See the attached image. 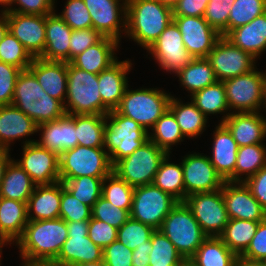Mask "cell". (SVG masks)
Listing matches in <instances>:
<instances>
[{"mask_svg":"<svg viewBox=\"0 0 266 266\" xmlns=\"http://www.w3.org/2000/svg\"><path fill=\"white\" fill-rule=\"evenodd\" d=\"M68 238L63 219L28 220L22 236L16 241L22 266L38 261H54Z\"/></svg>","mask_w":266,"mask_h":266,"instance_id":"6da1fadb","label":"cell"},{"mask_svg":"<svg viewBox=\"0 0 266 266\" xmlns=\"http://www.w3.org/2000/svg\"><path fill=\"white\" fill-rule=\"evenodd\" d=\"M172 20V8L158 0H127L125 35L147 50Z\"/></svg>","mask_w":266,"mask_h":266,"instance_id":"7a4b0ae2","label":"cell"},{"mask_svg":"<svg viewBox=\"0 0 266 266\" xmlns=\"http://www.w3.org/2000/svg\"><path fill=\"white\" fill-rule=\"evenodd\" d=\"M12 104L37 125L63 117L64 104L47 94L29 70H22L14 89Z\"/></svg>","mask_w":266,"mask_h":266,"instance_id":"3957f363","label":"cell"},{"mask_svg":"<svg viewBox=\"0 0 266 266\" xmlns=\"http://www.w3.org/2000/svg\"><path fill=\"white\" fill-rule=\"evenodd\" d=\"M98 75L81 70L67 62L66 114L107 115L110 111L99 93ZM67 100V101H66Z\"/></svg>","mask_w":266,"mask_h":266,"instance_id":"277c9868","label":"cell"},{"mask_svg":"<svg viewBox=\"0 0 266 266\" xmlns=\"http://www.w3.org/2000/svg\"><path fill=\"white\" fill-rule=\"evenodd\" d=\"M148 139L149 132L133 119L119 114L116 110L107 113L104 148L112 166L117 161L131 155Z\"/></svg>","mask_w":266,"mask_h":266,"instance_id":"5b68a950","label":"cell"},{"mask_svg":"<svg viewBox=\"0 0 266 266\" xmlns=\"http://www.w3.org/2000/svg\"><path fill=\"white\" fill-rule=\"evenodd\" d=\"M175 246L185 261H189L208 237L185 202H178L163 220L159 229Z\"/></svg>","mask_w":266,"mask_h":266,"instance_id":"8992f818","label":"cell"},{"mask_svg":"<svg viewBox=\"0 0 266 266\" xmlns=\"http://www.w3.org/2000/svg\"><path fill=\"white\" fill-rule=\"evenodd\" d=\"M172 95L159 88L130 90L128 87L115 109L119 114L136 121L147 132L169 109Z\"/></svg>","mask_w":266,"mask_h":266,"instance_id":"52a82bcc","label":"cell"},{"mask_svg":"<svg viewBox=\"0 0 266 266\" xmlns=\"http://www.w3.org/2000/svg\"><path fill=\"white\" fill-rule=\"evenodd\" d=\"M167 154L148 139L131 155L117 161L112 172L132 187L153 184L155 174Z\"/></svg>","mask_w":266,"mask_h":266,"instance_id":"ba28073f","label":"cell"},{"mask_svg":"<svg viewBox=\"0 0 266 266\" xmlns=\"http://www.w3.org/2000/svg\"><path fill=\"white\" fill-rule=\"evenodd\" d=\"M112 167L104 147L77 145L59 156L60 181L81 176L105 178L112 172Z\"/></svg>","mask_w":266,"mask_h":266,"instance_id":"9c48e42d","label":"cell"},{"mask_svg":"<svg viewBox=\"0 0 266 266\" xmlns=\"http://www.w3.org/2000/svg\"><path fill=\"white\" fill-rule=\"evenodd\" d=\"M256 69L223 81L229 113L262 110L265 73Z\"/></svg>","mask_w":266,"mask_h":266,"instance_id":"30bf717a","label":"cell"},{"mask_svg":"<svg viewBox=\"0 0 266 266\" xmlns=\"http://www.w3.org/2000/svg\"><path fill=\"white\" fill-rule=\"evenodd\" d=\"M178 203L154 184L134 187L130 217L159 230L163 220Z\"/></svg>","mask_w":266,"mask_h":266,"instance_id":"8fae6325","label":"cell"},{"mask_svg":"<svg viewBox=\"0 0 266 266\" xmlns=\"http://www.w3.org/2000/svg\"><path fill=\"white\" fill-rule=\"evenodd\" d=\"M184 202L208 237H219L223 233L229 216L222 189L193 193L188 195Z\"/></svg>","mask_w":266,"mask_h":266,"instance_id":"7c38bea8","label":"cell"},{"mask_svg":"<svg viewBox=\"0 0 266 266\" xmlns=\"http://www.w3.org/2000/svg\"><path fill=\"white\" fill-rule=\"evenodd\" d=\"M68 238L54 262L68 266L103 259V249L88 236L89 220L66 222Z\"/></svg>","mask_w":266,"mask_h":266,"instance_id":"4fadbf2b","label":"cell"},{"mask_svg":"<svg viewBox=\"0 0 266 266\" xmlns=\"http://www.w3.org/2000/svg\"><path fill=\"white\" fill-rule=\"evenodd\" d=\"M22 159L15 160L31 177L35 185L60 181L59 156L39 145L35 139L23 142Z\"/></svg>","mask_w":266,"mask_h":266,"instance_id":"5bb4252c","label":"cell"},{"mask_svg":"<svg viewBox=\"0 0 266 266\" xmlns=\"http://www.w3.org/2000/svg\"><path fill=\"white\" fill-rule=\"evenodd\" d=\"M207 59L211 63L218 81L250 72L256 68V58L234 46L227 38L221 37L210 51Z\"/></svg>","mask_w":266,"mask_h":266,"instance_id":"9a60e30c","label":"cell"},{"mask_svg":"<svg viewBox=\"0 0 266 266\" xmlns=\"http://www.w3.org/2000/svg\"><path fill=\"white\" fill-rule=\"evenodd\" d=\"M166 72L177 74L193 59L184 46L182 34L172 20L158 39L147 49Z\"/></svg>","mask_w":266,"mask_h":266,"instance_id":"2e32d148","label":"cell"},{"mask_svg":"<svg viewBox=\"0 0 266 266\" xmlns=\"http://www.w3.org/2000/svg\"><path fill=\"white\" fill-rule=\"evenodd\" d=\"M83 1L91 16L92 28L102 36L111 37L120 42L121 33L123 31L126 33L127 0ZM122 27H124L123 30H121Z\"/></svg>","mask_w":266,"mask_h":266,"instance_id":"e0dca14e","label":"cell"},{"mask_svg":"<svg viewBox=\"0 0 266 266\" xmlns=\"http://www.w3.org/2000/svg\"><path fill=\"white\" fill-rule=\"evenodd\" d=\"M182 159L185 199L188 195L222 189L223 178L216 172L207 155L187 154Z\"/></svg>","mask_w":266,"mask_h":266,"instance_id":"ac0fdd59","label":"cell"},{"mask_svg":"<svg viewBox=\"0 0 266 266\" xmlns=\"http://www.w3.org/2000/svg\"><path fill=\"white\" fill-rule=\"evenodd\" d=\"M185 48L193 58H207L222 37L203 17L173 16Z\"/></svg>","mask_w":266,"mask_h":266,"instance_id":"d6986e66","label":"cell"},{"mask_svg":"<svg viewBox=\"0 0 266 266\" xmlns=\"http://www.w3.org/2000/svg\"><path fill=\"white\" fill-rule=\"evenodd\" d=\"M5 13L9 31L33 58L40 57L45 48L46 15Z\"/></svg>","mask_w":266,"mask_h":266,"instance_id":"ffe728a7","label":"cell"},{"mask_svg":"<svg viewBox=\"0 0 266 266\" xmlns=\"http://www.w3.org/2000/svg\"><path fill=\"white\" fill-rule=\"evenodd\" d=\"M222 195L229 219L248 221H264L266 219V211L244 182L225 181L222 186Z\"/></svg>","mask_w":266,"mask_h":266,"instance_id":"44dd1931","label":"cell"},{"mask_svg":"<svg viewBox=\"0 0 266 266\" xmlns=\"http://www.w3.org/2000/svg\"><path fill=\"white\" fill-rule=\"evenodd\" d=\"M39 131L41 138L36 142L58 156L78 145L75 114H65L56 120L41 123L37 125V133Z\"/></svg>","mask_w":266,"mask_h":266,"instance_id":"7402d4cb","label":"cell"},{"mask_svg":"<svg viewBox=\"0 0 266 266\" xmlns=\"http://www.w3.org/2000/svg\"><path fill=\"white\" fill-rule=\"evenodd\" d=\"M223 124L238 147L261 144L266 137V118L260 112L230 113Z\"/></svg>","mask_w":266,"mask_h":266,"instance_id":"603a6c76","label":"cell"},{"mask_svg":"<svg viewBox=\"0 0 266 266\" xmlns=\"http://www.w3.org/2000/svg\"><path fill=\"white\" fill-rule=\"evenodd\" d=\"M213 132L212 157H208L216 172L224 181L234 182V170L238 152L237 142L223 123H219Z\"/></svg>","mask_w":266,"mask_h":266,"instance_id":"cb8c5ba5","label":"cell"},{"mask_svg":"<svg viewBox=\"0 0 266 266\" xmlns=\"http://www.w3.org/2000/svg\"><path fill=\"white\" fill-rule=\"evenodd\" d=\"M44 91L63 104L67 94V62L35 57L28 68Z\"/></svg>","mask_w":266,"mask_h":266,"instance_id":"d4e9b609","label":"cell"},{"mask_svg":"<svg viewBox=\"0 0 266 266\" xmlns=\"http://www.w3.org/2000/svg\"><path fill=\"white\" fill-rule=\"evenodd\" d=\"M132 67L131 61H116L107 69L98 74L99 93L103 104L110 110H115L127 89L128 77L126 74Z\"/></svg>","mask_w":266,"mask_h":266,"instance_id":"484cf974","label":"cell"},{"mask_svg":"<svg viewBox=\"0 0 266 266\" xmlns=\"http://www.w3.org/2000/svg\"><path fill=\"white\" fill-rule=\"evenodd\" d=\"M61 181L49 185H36L27 202L28 220L59 218L62 190Z\"/></svg>","mask_w":266,"mask_h":266,"instance_id":"4316f807","label":"cell"},{"mask_svg":"<svg viewBox=\"0 0 266 266\" xmlns=\"http://www.w3.org/2000/svg\"><path fill=\"white\" fill-rule=\"evenodd\" d=\"M55 12L46 15L45 48L40 58L69 62V43L73 30Z\"/></svg>","mask_w":266,"mask_h":266,"instance_id":"83f0119b","label":"cell"},{"mask_svg":"<svg viewBox=\"0 0 266 266\" xmlns=\"http://www.w3.org/2000/svg\"><path fill=\"white\" fill-rule=\"evenodd\" d=\"M120 42L111 37L103 36L96 44L75 56L70 63L92 74H99L117 61L115 51Z\"/></svg>","mask_w":266,"mask_h":266,"instance_id":"f1b7e54d","label":"cell"},{"mask_svg":"<svg viewBox=\"0 0 266 266\" xmlns=\"http://www.w3.org/2000/svg\"><path fill=\"white\" fill-rule=\"evenodd\" d=\"M36 132L37 124L16 106H0V149L10 150L11 141Z\"/></svg>","mask_w":266,"mask_h":266,"instance_id":"f546056e","label":"cell"},{"mask_svg":"<svg viewBox=\"0 0 266 266\" xmlns=\"http://www.w3.org/2000/svg\"><path fill=\"white\" fill-rule=\"evenodd\" d=\"M225 38L254 58H259L266 51V12L231 30Z\"/></svg>","mask_w":266,"mask_h":266,"instance_id":"4dcf8cb0","label":"cell"},{"mask_svg":"<svg viewBox=\"0 0 266 266\" xmlns=\"http://www.w3.org/2000/svg\"><path fill=\"white\" fill-rule=\"evenodd\" d=\"M27 223V203L0 197V233L10 244L22 236Z\"/></svg>","mask_w":266,"mask_h":266,"instance_id":"1f68e13d","label":"cell"},{"mask_svg":"<svg viewBox=\"0 0 266 266\" xmlns=\"http://www.w3.org/2000/svg\"><path fill=\"white\" fill-rule=\"evenodd\" d=\"M35 186L29 174L12 160L0 185V197L27 203Z\"/></svg>","mask_w":266,"mask_h":266,"instance_id":"d6a6232c","label":"cell"},{"mask_svg":"<svg viewBox=\"0 0 266 266\" xmlns=\"http://www.w3.org/2000/svg\"><path fill=\"white\" fill-rule=\"evenodd\" d=\"M169 110L175 116L185 137L193 139L204 132L209 117H206L192 101L186 104L172 96Z\"/></svg>","mask_w":266,"mask_h":266,"instance_id":"836d02e7","label":"cell"},{"mask_svg":"<svg viewBox=\"0 0 266 266\" xmlns=\"http://www.w3.org/2000/svg\"><path fill=\"white\" fill-rule=\"evenodd\" d=\"M237 255L220 237H207L189 260L193 266H233Z\"/></svg>","mask_w":266,"mask_h":266,"instance_id":"e575fe53","label":"cell"},{"mask_svg":"<svg viewBox=\"0 0 266 266\" xmlns=\"http://www.w3.org/2000/svg\"><path fill=\"white\" fill-rule=\"evenodd\" d=\"M182 86L194 94L218 81L207 58H193L191 62L177 73Z\"/></svg>","mask_w":266,"mask_h":266,"instance_id":"d590c367","label":"cell"},{"mask_svg":"<svg viewBox=\"0 0 266 266\" xmlns=\"http://www.w3.org/2000/svg\"><path fill=\"white\" fill-rule=\"evenodd\" d=\"M190 96L194 105L206 117L211 114H224L226 112V115L222 116L219 123H223L230 114L223 81H217Z\"/></svg>","mask_w":266,"mask_h":266,"instance_id":"8d00e7d4","label":"cell"},{"mask_svg":"<svg viewBox=\"0 0 266 266\" xmlns=\"http://www.w3.org/2000/svg\"><path fill=\"white\" fill-rule=\"evenodd\" d=\"M169 159L170 154H167L155 174L153 184L162 191L170 194L178 202H184L185 186L182 164L171 163Z\"/></svg>","mask_w":266,"mask_h":266,"instance_id":"74e56055","label":"cell"},{"mask_svg":"<svg viewBox=\"0 0 266 266\" xmlns=\"http://www.w3.org/2000/svg\"><path fill=\"white\" fill-rule=\"evenodd\" d=\"M105 126L106 115H75V127L78 145L92 148L104 147Z\"/></svg>","mask_w":266,"mask_h":266,"instance_id":"f35d334b","label":"cell"},{"mask_svg":"<svg viewBox=\"0 0 266 266\" xmlns=\"http://www.w3.org/2000/svg\"><path fill=\"white\" fill-rule=\"evenodd\" d=\"M266 165V146L261 144L238 147L234 182H244ZM245 175V177H241Z\"/></svg>","mask_w":266,"mask_h":266,"instance_id":"ab89813d","label":"cell"},{"mask_svg":"<svg viewBox=\"0 0 266 266\" xmlns=\"http://www.w3.org/2000/svg\"><path fill=\"white\" fill-rule=\"evenodd\" d=\"M259 222L229 219L223 233L219 236L227 247L236 255H241L255 235Z\"/></svg>","mask_w":266,"mask_h":266,"instance_id":"60d3db41","label":"cell"},{"mask_svg":"<svg viewBox=\"0 0 266 266\" xmlns=\"http://www.w3.org/2000/svg\"><path fill=\"white\" fill-rule=\"evenodd\" d=\"M149 133V140L159 148L171 153V147L185 139L175 116L168 109L155 123Z\"/></svg>","mask_w":266,"mask_h":266,"instance_id":"b9f144b4","label":"cell"},{"mask_svg":"<svg viewBox=\"0 0 266 266\" xmlns=\"http://www.w3.org/2000/svg\"><path fill=\"white\" fill-rule=\"evenodd\" d=\"M152 250L149 253V266H181L185 260L174 244L160 231L151 234Z\"/></svg>","mask_w":266,"mask_h":266,"instance_id":"7bdbcfd3","label":"cell"},{"mask_svg":"<svg viewBox=\"0 0 266 266\" xmlns=\"http://www.w3.org/2000/svg\"><path fill=\"white\" fill-rule=\"evenodd\" d=\"M134 187L111 172L103 180L102 197L114 206L125 209L130 213L133 201Z\"/></svg>","mask_w":266,"mask_h":266,"instance_id":"ee69618b","label":"cell"},{"mask_svg":"<svg viewBox=\"0 0 266 266\" xmlns=\"http://www.w3.org/2000/svg\"><path fill=\"white\" fill-rule=\"evenodd\" d=\"M103 180L104 178L81 176L61 182L76 199L92 208L102 196Z\"/></svg>","mask_w":266,"mask_h":266,"instance_id":"f6af8a7d","label":"cell"},{"mask_svg":"<svg viewBox=\"0 0 266 266\" xmlns=\"http://www.w3.org/2000/svg\"><path fill=\"white\" fill-rule=\"evenodd\" d=\"M154 231L151 226L130 217L118 229L117 240L134 251L137 247L152 246L150 237Z\"/></svg>","mask_w":266,"mask_h":266,"instance_id":"bcb514c9","label":"cell"},{"mask_svg":"<svg viewBox=\"0 0 266 266\" xmlns=\"http://www.w3.org/2000/svg\"><path fill=\"white\" fill-rule=\"evenodd\" d=\"M33 60L20 41L8 31L0 42V61L21 70L29 68Z\"/></svg>","mask_w":266,"mask_h":266,"instance_id":"7dc6e473","label":"cell"},{"mask_svg":"<svg viewBox=\"0 0 266 266\" xmlns=\"http://www.w3.org/2000/svg\"><path fill=\"white\" fill-rule=\"evenodd\" d=\"M266 12V0H235L228 19V33Z\"/></svg>","mask_w":266,"mask_h":266,"instance_id":"c3c4849f","label":"cell"},{"mask_svg":"<svg viewBox=\"0 0 266 266\" xmlns=\"http://www.w3.org/2000/svg\"><path fill=\"white\" fill-rule=\"evenodd\" d=\"M92 208L74 197L66 188L62 190L59 217L66 222L85 221L92 218Z\"/></svg>","mask_w":266,"mask_h":266,"instance_id":"681fc988","label":"cell"},{"mask_svg":"<svg viewBox=\"0 0 266 266\" xmlns=\"http://www.w3.org/2000/svg\"><path fill=\"white\" fill-rule=\"evenodd\" d=\"M91 212L92 218L106 222L117 229L130 218L127 210L114 206L102 196L94 203Z\"/></svg>","mask_w":266,"mask_h":266,"instance_id":"f907efd6","label":"cell"},{"mask_svg":"<svg viewBox=\"0 0 266 266\" xmlns=\"http://www.w3.org/2000/svg\"><path fill=\"white\" fill-rule=\"evenodd\" d=\"M58 15L72 30L92 27L91 16L83 0H67L63 11Z\"/></svg>","mask_w":266,"mask_h":266,"instance_id":"816d5d0a","label":"cell"},{"mask_svg":"<svg viewBox=\"0 0 266 266\" xmlns=\"http://www.w3.org/2000/svg\"><path fill=\"white\" fill-rule=\"evenodd\" d=\"M232 5L228 2L209 1L203 18L222 37L228 34V19Z\"/></svg>","mask_w":266,"mask_h":266,"instance_id":"f5cc1de1","label":"cell"},{"mask_svg":"<svg viewBox=\"0 0 266 266\" xmlns=\"http://www.w3.org/2000/svg\"><path fill=\"white\" fill-rule=\"evenodd\" d=\"M21 69L0 61V106L12 104L16 81Z\"/></svg>","mask_w":266,"mask_h":266,"instance_id":"db71d44e","label":"cell"},{"mask_svg":"<svg viewBox=\"0 0 266 266\" xmlns=\"http://www.w3.org/2000/svg\"><path fill=\"white\" fill-rule=\"evenodd\" d=\"M102 37L103 36L92 27L73 30L69 43V62L88 47L96 44Z\"/></svg>","mask_w":266,"mask_h":266,"instance_id":"11a10c76","label":"cell"},{"mask_svg":"<svg viewBox=\"0 0 266 266\" xmlns=\"http://www.w3.org/2000/svg\"><path fill=\"white\" fill-rule=\"evenodd\" d=\"M118 229L106 222L91 218L88 226L89 238L102 249L117 240Z\"/></svg>","mask_w":266,"mask_h":266,"instance_id":"9f6ffc18","label":"cell"},{"mask_svg":"<svg viewBox=\"0 0 266 266\" xmlns=\"http://www.w3.org/2000/svg\"><path fill=\"white\" fill-rule=\"evenodd\" d=\"M133 251L118 240L103 249V260L106 266H132Z\"/></svg>","mask_w":266,"mask_h":266,"instance_id":"6f0895ef","label":"cell"},{"mask_svg":"<svg viewBox=\"0 0 266 266\" xmlns=\"http://www.w3.org/2000/svg\"><path fill=\"white\" fill-rule=\"evenodd\" d=\"M56 0H14L12 7L5 12H15L21 14H31V15H47L55 10ZM13 4H17L13 8Z\"/></svg>","mask_w":266,"mask_h":266,"instance_id":"680465c9","label":"cell"},{"mask_svg":"<svg viewBox=\"0 0 266 266\" xmlns=\"http://www.w3.org/2000/svg\"><path fill=\"white\" fill-rule=\"evenodd\" d=\"M241 256L250 260H266V219L259 222L255 235Z\"/></svg>","mask_w":266,"mask_h":266,"instance_id":"91938a15","label":"cell"},{"mask_svg":"<svg viewBox=\"0 0 266 266\" xmlns=\"http://www.w3.org/2000/svg\"><path fill=\"white\" fill-rule=\"evenodd\" d=\"M244 183L250 189L254 198L266 211V165L256 174L244 181Z\"/></svg>","mask_w":266,"mask_h":266,"instance_id":"94428289","label":"cell"},{"mask_svg":"<svg viewBox=\"0 0 266 266\" xmlns=\"http://www.w3.org/2000/svg\"><path fill=\"white\" fill-rule=\"evenodd\" d=\"M209 0H179L172 9L173 16L203 17Z\"/></svg>","mask_w":266,"mask_h":266,"instance_id":"6125c7cd","label":"cell"},{"mask_svg":"<svg viewBox=\"0 0 266 266\" xmlns=\"http://www.w3.org/2000/svg\"><path fill=\"white\" fill-rule=\"evenodd\" d=\"M152 249V246L137 247L133 251L132 266H149V253Z\"/></svg>","mask_w":266,"mask_h":266,"instance_id":"be15d7a7","label":"cell"},{"mask_svg":"<svg viewBox=\"0 0 266 266\" xmlns=\"http://www.w3.org/2000/svg\"><path fill=\"white\" fill-rule=\"evenodd\" d=\"M10 150L0 149V185L5 175V171L9 163L13 160L9 155Z\"/></svg>","mask_w":266,"mask_h":266,"instance_id":"e7e4bbea","label":"cell"},{"mask_svg":"<svg viewBox=\"0 0 266 266\" xmlns=\"http://www.w3.org/2000/svg\"><path fill=\"white\" fill-rule=\"evenodd\" d=\"M233 266H266V263L265 261L250 260V259L244 258L241 255H237Z\"/></svg>","mask_w":266,"mask_h":266,"instance_id":"03108f58","label":"cell"},{"mask_svg":"<svg viewBox=\"0 0 266 266\" xmlns=\"http://www.w3.org/2000/svg\"><path fill=\"white\" fill-rule=\"evenodd\" d=\"M0 15H1L0 16V42H1L6 33L9 31V27L6 19V13L1 12Z\"/></svg>","mask_w":266,"mask_h":266,"instance_id":"003e7915","label":"cell"},{"mask_svg":"<svg viewBox=\"0 0 266 266\" xmlns=\"http://www.w3.org/2000/svg\"><path fill=\"white\" fill-rule=\"evenodd\" d=\"M25 266H68V265L59 264L54 261H38Z\"/></svg>","mask_w":266,"mask_h":266,"instance_id":"a7ac6f4b","label":"cell"},{"mask_svg":"<svg viewBox=\"0 0 266 266\" xmlns=\"http://www.w3.org/2000/svg\"><path fill=\"white\" fill-rule=\"evenodd\" d=\"M74 266H106V263L104 262V260H100L97 262H92V263H81V264H76Z\"/></svg>","mask_w":266,"mask_h":266,"instance_id":"89a4df30","label":"cell"},{"mask_svg":"<svg viewBox=\"0 0 266 266\" xmlns=\"http://www.w3.org/2000/svg\"><path fill=\"white\" fill-rule=\"evenodd\" d=\"M161 4L166 5L170 8H174V6L179 2V0H158Z\"/></svg>","mask_w":266,"mask_h":266,"instance_id":"2644e50d","label":"cell"},{"mask_svg":"<svg viewBox=\"0 0 266 266\" xmlns=\"http://www.w3.org/2000/svg\"><path fill=\"white\" fill-rule=\"evenodd\" d=\"M5 243L6 245L9 244L8 240L0 233V262H1L2 247L5 245Z\"/></svg>","mask_w":266,"mask_h":266,"instance_id":"8c879c8a","label":"cell"},{"mask_svg":"<svg viewBox=\"0 0 266 266\" xmlns=\"http://www.w3.org/2000/svg\"><path fill=\"white\" fill-rule=\"evenodd\" d=\"M0 5H4L3 10H1V12L9 10V0H0Z\"/></svg>","mask_w":266,"mask_h":266,"instance_id":"753ad0ef","label":"cell"},{"mask_svg":"<svg viewBox=\"0 0 266 266\" xmlns=\"http://www.w3.org/2000/svg\"><path fill=\"white\" fill-rule=\"evenodd\" d=\"M262 108L266 109V71H265V75H264V99H263V105ZM266 112V111H265Z\"/></svg>","mask_w":266,"mask_h":266,"instance_id":"34e18365","label":"cell"},{"mask_svg":"<svg viewBox=\"0 0 266 266\" xmlns=\"http://www.w3.org/2000/svg\"><path fill=\"white\" fill-rule=\"evenodd\" d=\"M209 1H221V2H228V3H229V5H232V4L235 2V0H209Z\"/></svg>","mask_w":266,"mask_h":266,"instance_id":"11e5206c","label":"cell"},{"mask_svg":"<svg viewBox=\"0 0 266 266\" xmlns=\"http://www.w3.org/2000/svg\"><path fill=\"white\" fill-rule=\"evenodd\" d=\"M181 266H193L189 261H185Z\"/></svg>","mask_w":266,"mask_h":266,"instance_id":"2a66077c","label":"cell"},{"mask_svg":"<svg viewBox=\"0 0 266 266\" xmlns=\"http://www.w3.org/2000/svg\"><path fill=\"white\" fill-rule=\"evenodd\" d=\"M13 2H14V0H9V9L12 7Z\"/></svg>","mask_w":266,"mask_h":266,"instance_id":"b9fcfbb0","label":"cell"}]
</instances>
